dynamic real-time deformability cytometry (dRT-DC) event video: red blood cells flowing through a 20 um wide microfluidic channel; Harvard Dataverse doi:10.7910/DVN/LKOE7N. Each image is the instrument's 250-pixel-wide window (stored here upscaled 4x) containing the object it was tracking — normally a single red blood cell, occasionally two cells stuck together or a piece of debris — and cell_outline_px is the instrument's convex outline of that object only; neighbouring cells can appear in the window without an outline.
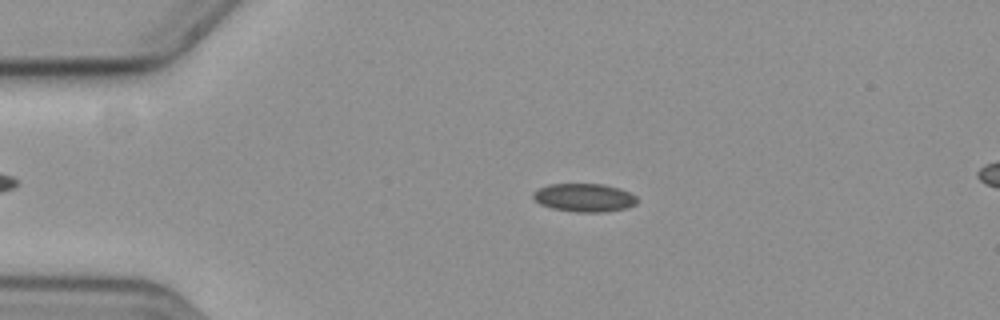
{"species": "common noctule bat (a hibernating species)", "species_latin": "Nyctalus noctula", "temperature_condition": "cold", "stored_images_in_passage": 58, "camera_frame_rate_fps": 3000, "um_per_image_px": 0.085, "animal": {"sex": "female", "body_mass_g": 19.3, "forearm_length_mm": 54.1}, "frame": {"image": 1, "passage_image": 13, "time_ms": 4.0, "image_size_px": [1000, 320], "cell_outline_px": [[636, 204], [628, 208], [604, 212], [576, 212], [552, 208], [540, 204], [532, 196], [532, 192], [548, 184], [604, 184], [620, 188], [636, 196]], "centroid_in_image_um": [49.67, 16.8], "position_along_channel_um": 35.3, "area_um2": 17.17}}
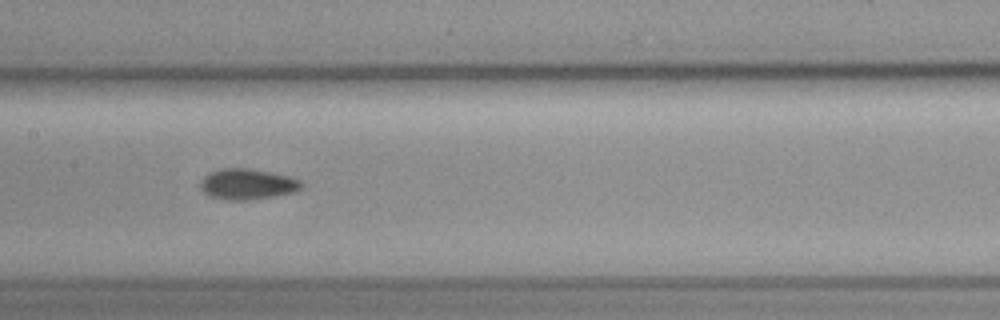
{"frame": {"image": 2, "passage_image": 29, "time_ms": 9.333, "image_size_px": [1000, 320], "cell_outline_px": [[304, 184], [296, 192], [248, 200], [224, 200], [208, 196], [200, 188], [200, 180], [204, 176], [212, 172], [224, 168], [248, 168], [288, 176], [300, 180]], "centroid_in_image_um": [21.0, 15.66], "position_along_channel_um": 186.4, "area_um2": 18.03}}
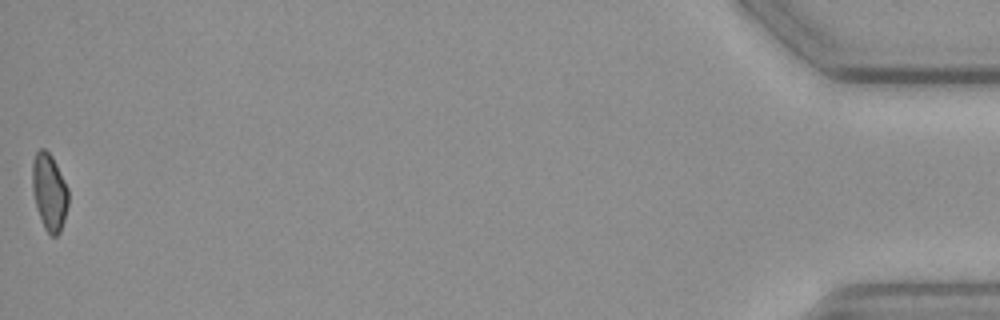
{"frame": {"image": 3, "passage_image": 58, "time_ms": 19.0, "image_size_px": [1000, 320], "cell_outline_px": [[68, 204], [64, 220], [60, 232], [56, 236], [52, 236], [44, 228], [36, 208], [32, 188], [32, 160], [36, 152], [40, 148], [44, 148], [52, 156], [68, 188]], "centroid_in_image_um": [4.18, 16.31], "position_along_channel_um": 431.0, "area_um2": 16.18}, "authors_computed_cell_mechanics": {"area_um2": 16.9354, "velocity_mm_per_s": 3.6093, "shape_relaxation_time_tau1_ms": null, "shape_relaxation_time_tau2_ms": 4.9007, "deformation_change_tau1": null, "deformation_change_tau2": 0.0811}}